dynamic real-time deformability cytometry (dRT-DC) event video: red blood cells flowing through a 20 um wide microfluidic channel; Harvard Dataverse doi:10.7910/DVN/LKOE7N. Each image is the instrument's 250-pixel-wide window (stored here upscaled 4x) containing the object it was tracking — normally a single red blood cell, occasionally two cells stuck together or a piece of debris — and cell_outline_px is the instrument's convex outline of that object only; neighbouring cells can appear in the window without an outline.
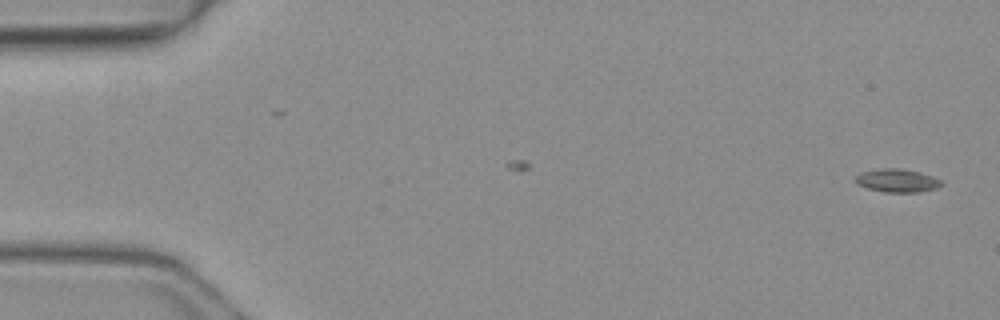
{"species": "common noctule bat (a hibernating species)", "species_latin": "Nyctalus noctula", "temperature_condition": "warm", "stored_images_in_passage": 49, "camera_frame_rate_fps": 3000, "um_per_image_px": 0.085, "animal": {"sex": "female", "body_mass_g": 19.3, "forearm_length_mm": 54.1}, "frame": {"image": 1, "passage_image": 1, "time_ms": 0.0, "image_size_px": [1000, 320], "cell_outline_px": [[944, 184], [936, 188], [920, 192], [884, 192], [868, 188], [856, 184], [852, 180], [860, 172], [880, 168], [900, 168], [920, 172], [932, 176], [940, 180]], "centroid_in_image_um": [76.22, 15.34], "position_along_channel_um": 8.8, "area_um2": 11.79}}
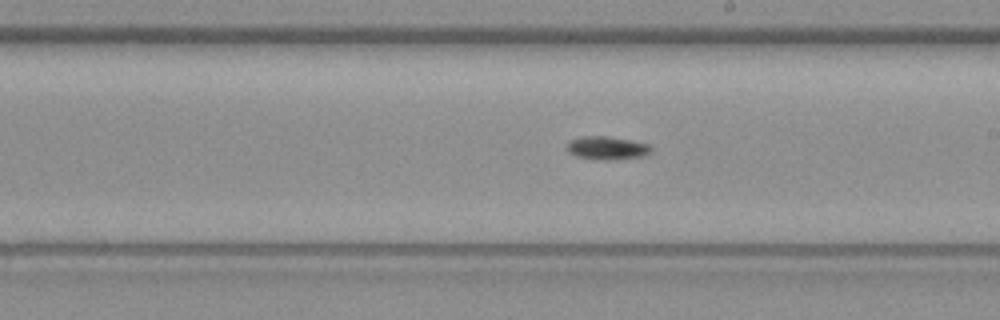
{"frame": {"image": 2, "passage_image": 28, "time_ms": 9.0, "image_size_px": [1000, 320], "cell_outline_px": [[652, 152], [644, 156], [608, 160], [596, 160], [576, 156], [568, 152], [568, 144], [572, 140], [584, 136], [608, 136], [648, 144], [652, 148]], "centroid_in_image_um": [51.62, 12.59], "position_along_channel_um": 237.4, "area_um2": 11.27}}
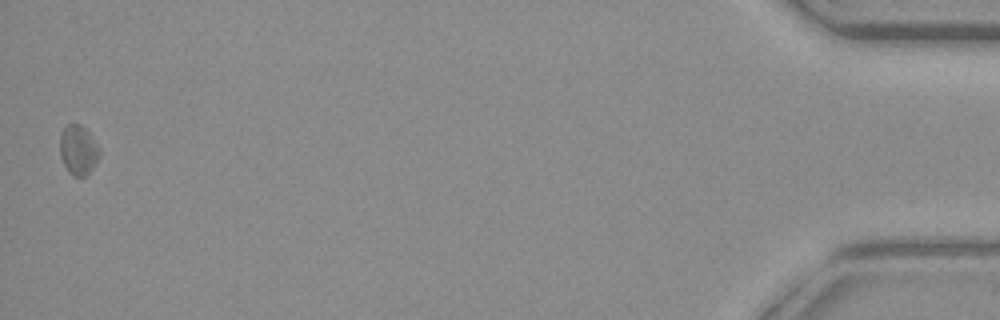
{"frame": {"image": 3, "passage_image": 49, "time_ms": 16.0, "image_size_px": [1000, 320], "cell_outline_px": [[100, 156], [92, 168], [84, 176], [72, 176], [68, 172], [60, 156], [60, 132], [68, 124], [80, 124], [88, 132], [96, 144], [100, 152]], "centroid_in_image_um": [6.63, 12.75], "position_along_channel_um": 428.6, "area_um2": 11.27}}